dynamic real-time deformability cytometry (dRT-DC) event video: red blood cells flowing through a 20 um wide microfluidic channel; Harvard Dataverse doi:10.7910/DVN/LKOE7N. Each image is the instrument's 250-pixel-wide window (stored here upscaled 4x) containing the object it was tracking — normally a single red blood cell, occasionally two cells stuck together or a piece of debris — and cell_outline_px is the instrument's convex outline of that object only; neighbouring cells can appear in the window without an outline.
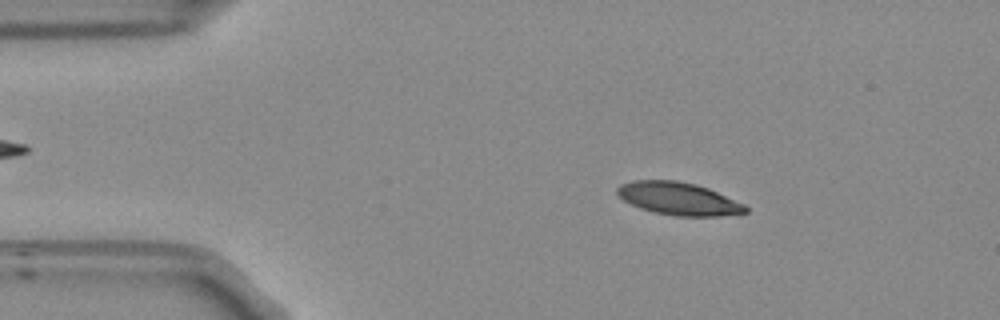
{"species": "Egyptian fruit bat (a non-hibernating species)", "species_latin": "Rousettus aegyptiacus", "temperature_condition": "room temperature", "stored_images_in_passage": 53, "camera_frame_rate_fps": 3000, "um_per_image_px": 0.085, "frame": {"image": 1, "passage_image": 8, "time_ms": 2.333, "image_size_px": [1000, 320], "cell_outline_px": [[748, 212], [720, 216], [676, 216], [656, 212], [640, 208], [624, 200], [616, 192], [616, 188], [620, 184], [632, 180], [676, 180], [696, 184], [708, 188], [744, 204], [748, 208]], "centroid_in_image_um": [57.67, 16.88], "position_along_channel_um": 27.3, "area_um2": 24.33}}
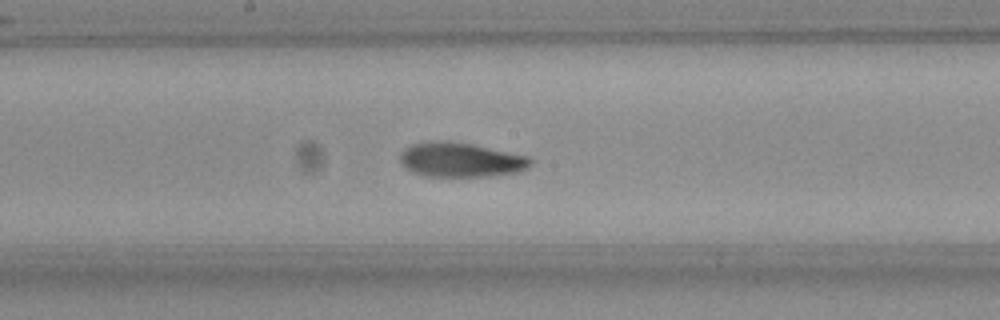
{"frame": {"image": 2, "passage_image": 27, "time_ms": 8.667, "image_size_px": [1000, 320], "cell_outline_px": [[532, 164], [528, 168], [520, 172], [492, 176], [424, 176], [412, 172], [400, 160], [400, 152], [404, 148], [412, 144], [440, 140], [472, 144], [528, 156], [532, 160]], "centroid_in_image_um": [39.19, 13.59], "position_along_channel_um": 209.0, "area_um2": 26.18}}
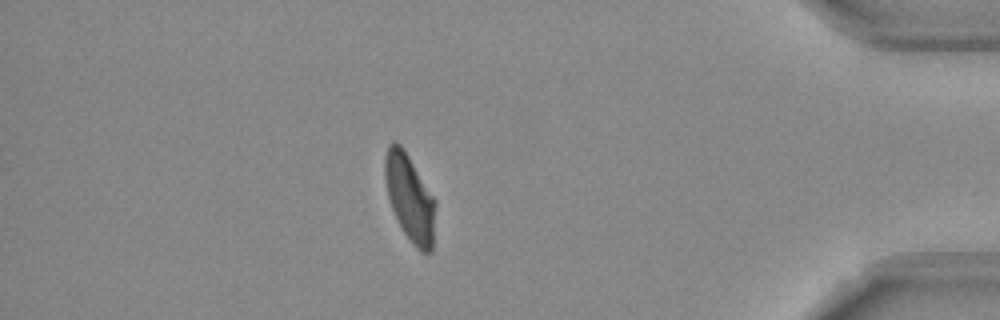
{"frame": {"image": 3, "passage_image": 46, "time_ms": 15.0, "image_size_px": [1000, 320], "cell_outline_px": [[436, 204], [432, 252], [420, 252], [412, 244], [404, 232], [392, 208], [388, 196], [384, 176], [384, 160], [388, 144], [392, 140], [396, 140], [400, 144], [408, 156], [436, 200]], "centroid_in_image_um": [34.83, 16.81], "position_along_channel_um": 400.4, "area_um2": 25.49}, "authors_computed_cell_mechanics": {"area_um2": 25.4898, "velocity_mm_per_s": 3.7253, "shape_relaxation_time_tau1_ms": 3.5248, "shape_relaxation_time_tau2_ms": 2.238, "deformation_change_tau1": 0.1444, "deformation_change_tau2": 0.0653}}